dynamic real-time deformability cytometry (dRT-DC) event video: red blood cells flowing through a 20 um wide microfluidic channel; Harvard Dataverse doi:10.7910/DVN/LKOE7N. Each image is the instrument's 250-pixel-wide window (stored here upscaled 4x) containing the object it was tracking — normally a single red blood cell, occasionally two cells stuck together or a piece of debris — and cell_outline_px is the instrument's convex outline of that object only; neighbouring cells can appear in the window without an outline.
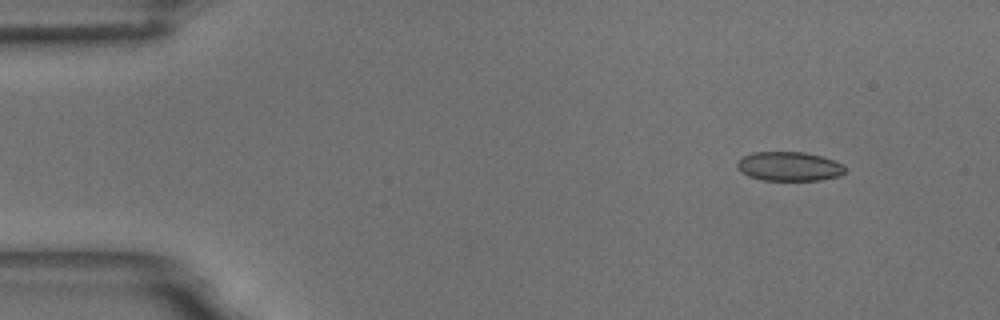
{"species": "common noctule bat (a hibernating species)", "species_latin": "Nyctalus noctula", "temperature_condition": "room temperature", "stored_images_in_passage": 51, "camera_frame_rate_fps": 3000, "um_per_image_px": 0.085, "animal": {"sex": "male", "body_mass_g": 18.8}, "frame": {"image": 1, "passage_image": 1, "time_ms": 0.0, "image_size_px": [1000, 320], "cell_outline_px": [[844, 172], [840, 176], [820, 180], [764, 180], [748, 176], [740, 172], [736, 168], [736, 164], [744, 156], [752, 152], [804, 152], [820, 156], [844, 164]], "centroid_in_image_um": [67.06, 14.14], "position_along_channel_um": 17.9, "area_um2": 18.32}}
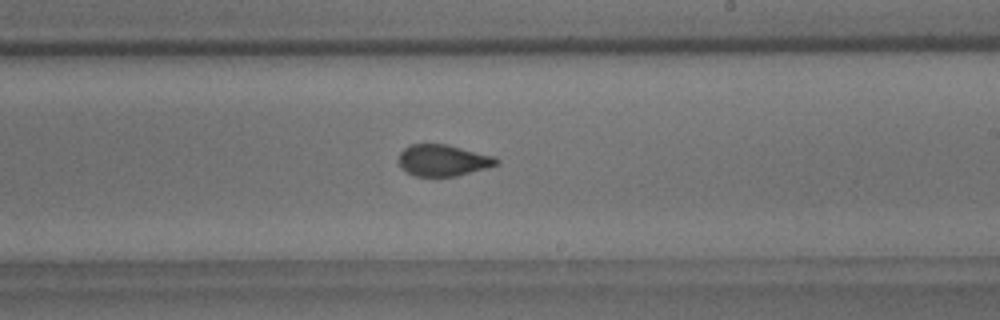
{"frame": {"image": 2, "passage_image": 28, "time_ms": 9.0, "image_size_px": [1000, 320], "cell_outline_px": [[500, 164], [456, 176], [416, 176], [408, 172], [396, 160], [400, 152], [408, 144], [448, 144], [492, 156], [500, 160]], "centroid_in_image_um": [37.64, 13.61], "position_along_channel_um": 251.4, "area_um2": 17.86}}
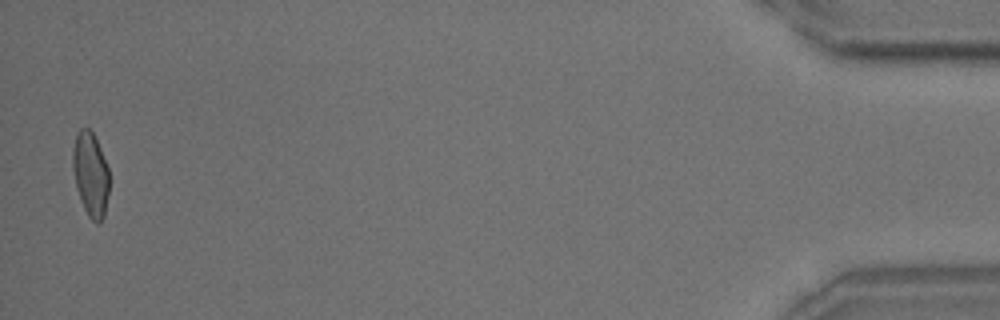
{"frame": {"image": 3, "passage_image": 50, "time_ms": 16.333, "image_size_px": [1000, 320], "cell_outline_px": [[108, 196], [104, 216], [96, 224], [88, 216], [80, 200], [76, 188], [72, 168], [72, 148], [76, 132], [80, 128], [88, 128], [92, 132], [100, 148], [108, 168]], "centroid_in_image_um": [7.67, 14.8], "position_along_channel_um": 427.5, "area_um2": 17.98}, "authors_computed_cell_mechanics": {"area_um2": 18.3804, "velocity_mm_per_s": 3.6281, "shape_relaxation_time_tau1_ms": 6.719, "shape_relaxation_time_tau2_ms": 1.4369, "deformation_change_tau1": 0.1493, "deformation_change_tau2": 0.043}}